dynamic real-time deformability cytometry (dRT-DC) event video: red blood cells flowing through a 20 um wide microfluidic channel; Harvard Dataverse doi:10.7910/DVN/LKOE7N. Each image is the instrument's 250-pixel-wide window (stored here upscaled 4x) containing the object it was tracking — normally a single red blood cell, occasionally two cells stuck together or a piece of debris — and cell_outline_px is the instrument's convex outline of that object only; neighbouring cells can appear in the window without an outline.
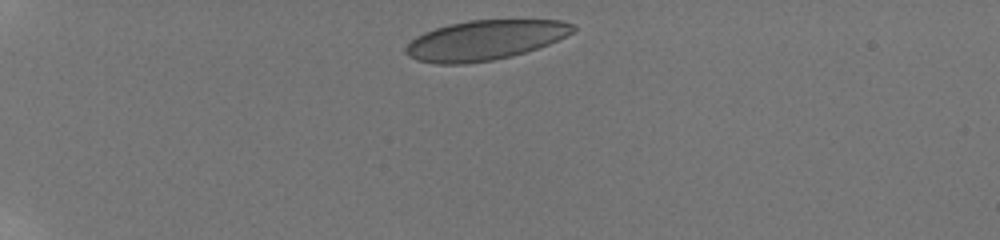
{"species": "human", "species_latin": "Homo sapiens", "temperature_condition": "room temperature", "stored_images_in_passage": 16, "camera_frame_rate_fps": 3000, "um_per_image_px": 0.085, "donor": {"sex": "male"}, "frame": {"image": 1, "passage_image": 1, "time_ms": 0.0, "image_size_px": [1000, 240], "cell_outline_px": [[576, 28], [572, 32], [548, 44], [512, 56], [492, 60], [464, 64], [436, 64], [416, 60], [408, 56], [404, 52], [404, 48], [416, 36], [424, 32], [448, 24], [468, 20], [560, 20], [572, 24]], "centroid_in_image_um": [41.16, 3.42], "position_along_channel_um": 43.8, "area_um2": 38.61}}
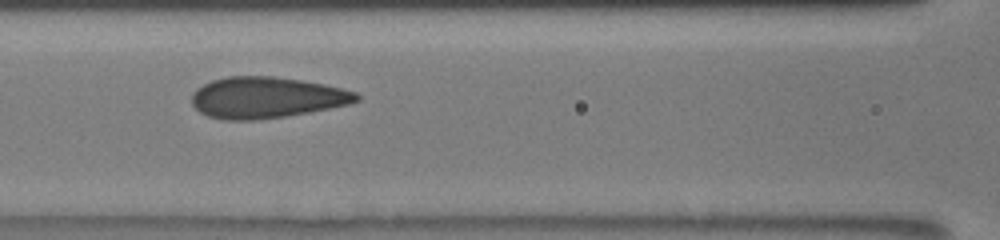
{"frame": {"image": 2, "passage_image": 9, "time_ms": 4.333, "image_size_px": [1000, 240], "cell_outline_px": [[360, 100], [348, 104], [308, 112], [284, 116], [256, 120], [224, 120], [208, 116], [200, 112], [192, 104], [192, 92], [196, 88], [212, 80], [228, 76], [272, 76], [300, 80], [324, 84], [356, 92], [360, 96]], "centroid_in_image_um": [22.61, 8.29], "position_along_channel_um": 144.0, "area_um2": 39.36}}
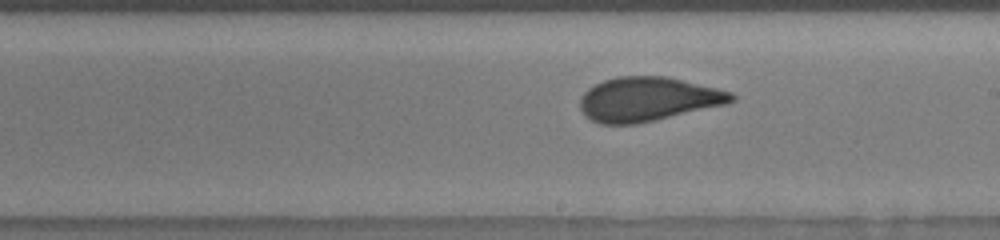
{"frame": {"image": 3, "passage_image": 15, "time_ms": 6.667, "image_size_px": [1000, 240], "cell_outline_px": [[736, 100], [728, 104], [636, 124], [600, 124], [592, 120], [580, 108], [580, 96], [588, 88], [604, 80], [616, 76], [664, 76], [716, 88], [732, 92], [736, 96]], "centroid_in_image_um": [55.08, 8.43], "position_along_channel_um": 233.9, "area_um2": 38.78}}